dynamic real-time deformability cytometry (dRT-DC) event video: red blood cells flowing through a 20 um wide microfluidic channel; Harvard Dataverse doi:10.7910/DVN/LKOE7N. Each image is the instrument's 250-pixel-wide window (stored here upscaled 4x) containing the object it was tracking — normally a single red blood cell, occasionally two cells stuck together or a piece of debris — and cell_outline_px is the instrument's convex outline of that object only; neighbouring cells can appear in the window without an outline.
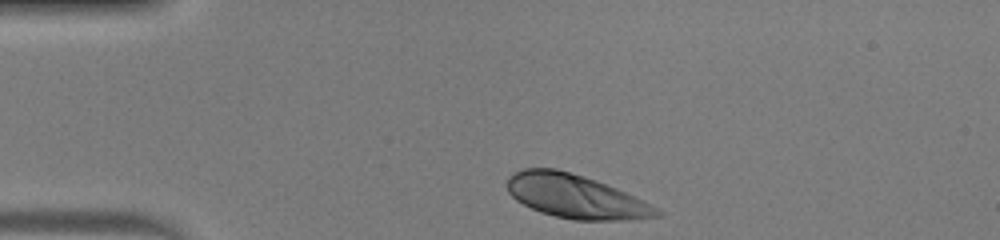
{"species": "human", "species_latin": "Homo sapiens", "temperature_condition": "warm", "stored_images_in_passage": 31, "camera_frame_rate_fps": 3000, "um_per_image_px": 0.085, "donor": {"sex": "male"}, "frame": {"image": 1, "passage_image": 1, "time_ms": 0.0, "image_size_px": [1000, 240], "cell_outline_px": [[664, 212], [660, 216], [640, 220], [576, 220], [556, 216], [540, 212], [516, 200], [508, 192], [508, 176], [524, 168], [556, 168], [584, 176], [616, 188]], "centroid_in_image_um": [48.92, 16.7], "position_along_channel_um": 36.1, "area_um2": 37.74}}
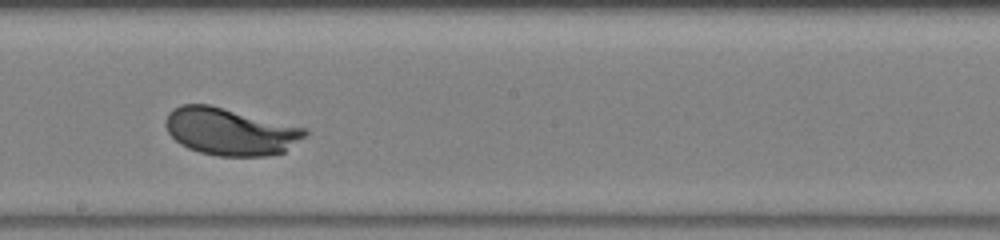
{"frame": {"image": 2, "passage_image": 18, "time_ms": 5.667, "image_size_px": [1000, 240], "cell_outline_px": [[308, 132], [304, 136], [284, 152], [264, 156], [216, 156], [200, 152], [188, 148], [180, 144], [168, 132], [164, 124], [164, 120], [168, 112], [172, 108], [180, 104], [208, 104], [308, 128]], "centroid_in_image_um": [19.53, 11.17], "position_along_channel_um": 228.7, "area_um2": 38.44}}
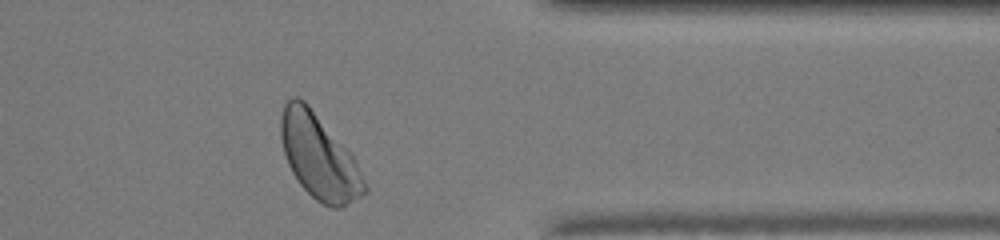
{"frame": {"image": 3, "passage_image": 30, "time_ms": 9.667, "image_size_px": [1000, 240], "cell_outline_px": [[368, 192], [340, 208], [332, 208], [316, 200], [300, 184], [292, 172], [288, 164], [284, 152], [280, 136], [280, 120], [284, 104], [292, 96], [296, 96], [304, 100], [308, 104], [352, 152], [356, 160], [368, 188]], "centroid_in_image_um": [27.14, 13.31], "position_along_channel_um": 384.3, "area_um2": 41.44}, "authors_computed_cell_mechanics": {"area_um2": 38.2058, "velocity_mm_per_s": 4.1857, "shape_relaxation_time_tau1_ms": 1.8573, "shape_relaxation_time_tau2_ms": null, "deformation_change_tau1": 0.1489, "deformation_change_tau2": null}}